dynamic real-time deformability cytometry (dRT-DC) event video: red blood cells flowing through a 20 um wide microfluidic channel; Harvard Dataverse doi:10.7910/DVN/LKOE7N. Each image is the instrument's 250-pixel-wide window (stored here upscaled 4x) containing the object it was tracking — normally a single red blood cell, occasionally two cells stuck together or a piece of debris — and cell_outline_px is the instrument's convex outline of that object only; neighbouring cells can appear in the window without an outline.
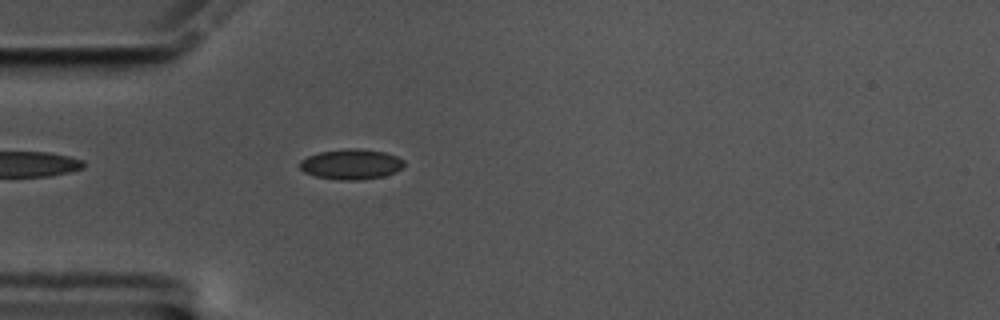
{"species": "common noctule bat (a hibernating species)", "species_latin": "Nyctalus noctula", "temperature_condition": "cold", "stored_images_in_passage": 45, "camera_frame_rate_fps": 3000, "um_per_image_px": 0.085, "animal": {"sex": "male", "body_mass_g": 17.5, "forearm_length_mm": 52.3}, "frame": {"image": 1, "passage_image": 4, "time_ms": 1.0, "image_size_px": [1000, 320], "cell_outline_px": [[404, 168], [396, 172], [384, 176], [356, 180], [340, 180], [316, 176], [304, 172], [300, 168], [300, 160], [308, 156], [320, 152], [344, 148], [360, 148], [384, 152], [396, 156], [404, 160]], "centroid_in_image_um": [29.87, 13.95], "position_along_channel_um": 55.1, "area_um2": 18.5}}
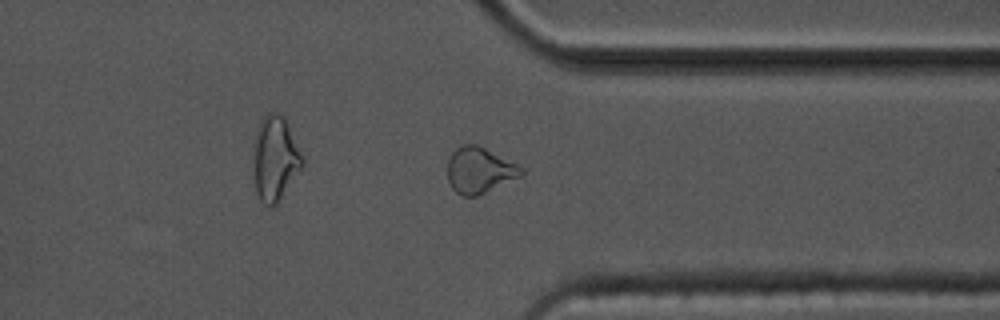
{"frame": {"image": 2, "passage_image": 32, "time_ms": 10.333, "image_size_px": [1000, 320], "cell_outline_px": [[524, 172], [520, 176], [476, 196], [464, 196], [456, 192], [452, 188], [448, 180], [448, 160], [452, 152], [456, 148], [464, 144], [476, 144], [524, 168]], "centroid_in_image_um": [40.72, 14.47], "position_along_channel_um": 370.7, "area_um2": 19.31}}
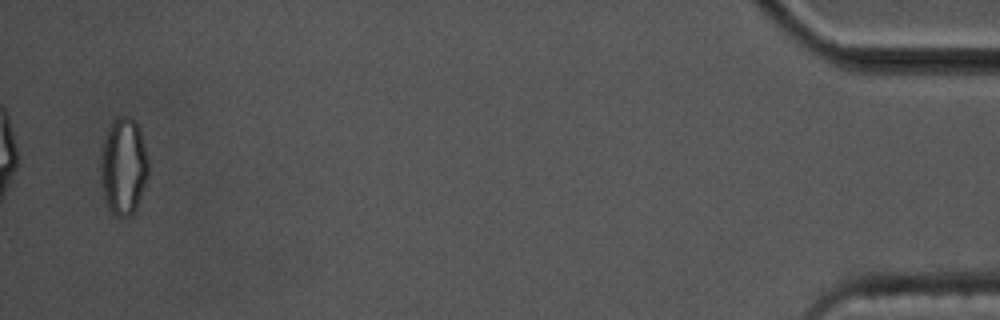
{"frame": {"image": 3, "passage_image": 44, "time_ms": 14.333, "image_size_px": [1000, 320], "cell_outline_px": [[148, 176], [136, 208], [132, 216], [116, 216], [112, 212], [104, 196], [100, 168], [100, 160], [104, 140], [116, 116], [132, 116], [140, 128], [148, 160]], "centroid_in_image_um": [10.52, 14.12], "position_along_channel_um": 424.7, "area_um2": 26.76}, "authors_computed_cell_mechanics": {"area_um2": 17.9758, "velocity_mm_per_s": 3.4592, "shape_relaxation_time_tau1_ms": null, "shape_relaxation_time_tau2_ms": 2.2068, "deformation_change_tau1": null, "deformation_change_tau2": 0.0842}}